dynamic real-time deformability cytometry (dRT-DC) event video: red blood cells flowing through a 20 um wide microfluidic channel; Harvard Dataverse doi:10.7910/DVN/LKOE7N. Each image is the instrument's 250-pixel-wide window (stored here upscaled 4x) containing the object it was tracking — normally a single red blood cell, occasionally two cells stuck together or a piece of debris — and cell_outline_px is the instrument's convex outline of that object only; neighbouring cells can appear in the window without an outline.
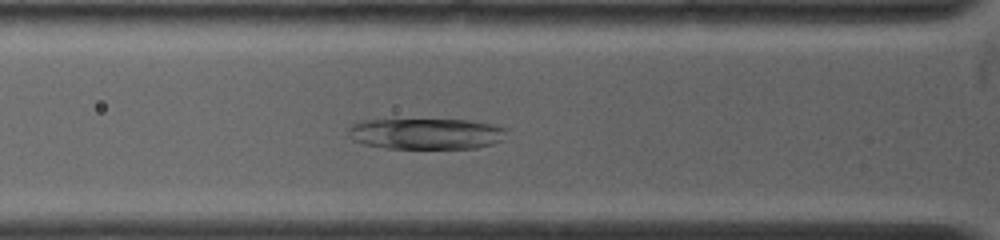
{"species": "common noctule bat (a hibernating species)", "species_latin": "Nyctalus noctula", "temperature_condition": "warm", "stored_images_in_passage": 28, "camera_frame_rate_fps": 4500, "um_per_image_px": 0.085, "animal": {"sex": "female", "body_mass_g": 19.0, "forearm_length_mm": 53.3}, "frame": {"image": 1, "passage_image": 2, "time_ms": 0.444, "image_size_px": [1000, 240], "cell_outline_px": [[508, 128], [504, 140], [492, 144], [476, 148], [388, 148], [364, 144], [352, 140], [348, 136], [348, 128], [352, 124], [364, 120], [468, 120], [492, 124]], "centroid_in_image_um": [36.24, 11.37], "position_along_channel_um": 89.6, "area_um2": 28.67}}
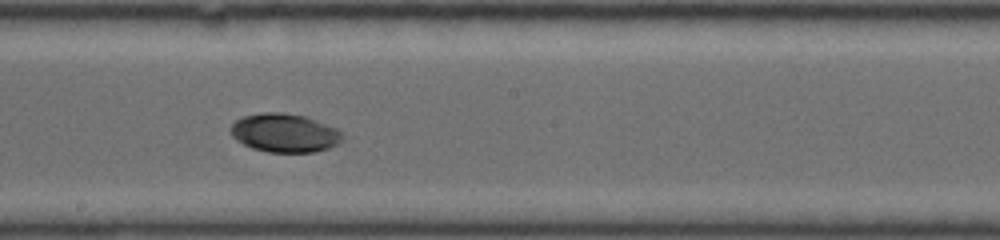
{"frame": {"image": 2, "passage_image": 9, "time_ms": 4.0, "image_size_px": [1000, 240], "cell_outline_px": [[344, 136], [336, 144], [328, 148], [312, 152], [268, 152], [252, 148], [236, 140], [232, 136], [232, 124], [236, 120], [244, 116], [264, 112], [284, 112], [308, 116], [336, 128]], "centroid_in_image_um": [24.19, 11.28], "position_along_channel_um": 224.0, "area_um2": 25.09}}
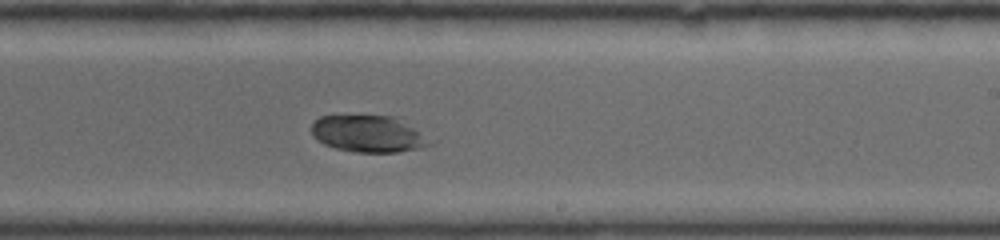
{"frame": {"image": 3, "passage_image": 12, "time_ms": 4.889, "image_size_px": [1000, 240], "cell_outline_px": [[440, 140], [432, 144], [420, 148], [396, 152], [356, 152], [336, 148], [324, 144], [312, 132], [312, 124], [320, 116], [336, 112], [396, 116]], "centroid_in_image_um": [31.42, 11.31], "position_along_channel_um": 257.6, "area_um2": 26.88}}